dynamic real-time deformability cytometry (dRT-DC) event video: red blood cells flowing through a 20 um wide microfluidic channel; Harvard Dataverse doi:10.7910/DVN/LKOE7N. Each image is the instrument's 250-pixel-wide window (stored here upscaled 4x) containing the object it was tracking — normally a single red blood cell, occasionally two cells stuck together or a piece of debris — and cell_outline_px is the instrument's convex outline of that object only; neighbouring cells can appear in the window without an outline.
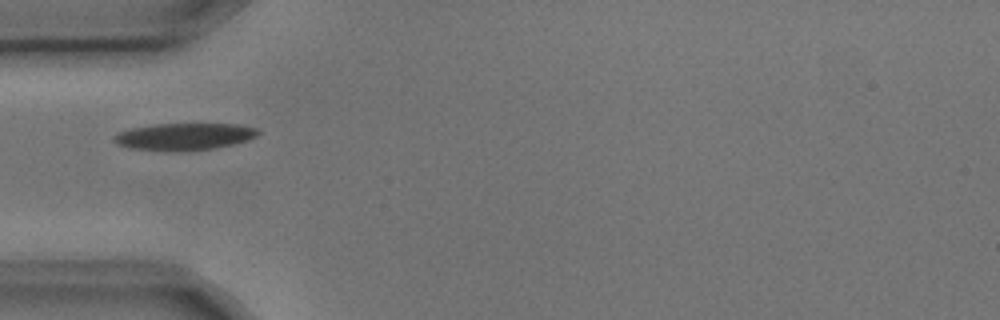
{"species": "common noctule bat (a hibernating species)", "species_latin": "Nyctalus noctula", "temperature_condition": "cold", "stored_images_in_passage": 5, "camera_frame_rate_fps": 3000, "um_per_image_px": 0.085, "animal": {"sex": "male", "body_mass_g": 17.9, "forearm_length_mm": 54.2}, "frame": {"image": 1, "passage_image": 1, "time_ms": 0.0, "image_size_px": [1000, 320], "cell_outline_px": [[260, 132], [256, 136], [248, 140], [232, 144], [212, 148], [176, 152], [168, 152], [132, 148], [116, 144], [112, 140], [112, 136], [116, 132], [132, 128], [152, 124], [236, 124], [256, 128]], "centroid_in_image_um": [15.59, 11.61], "position_along_channel_um": 69.4, "area_um2": 22.83}}
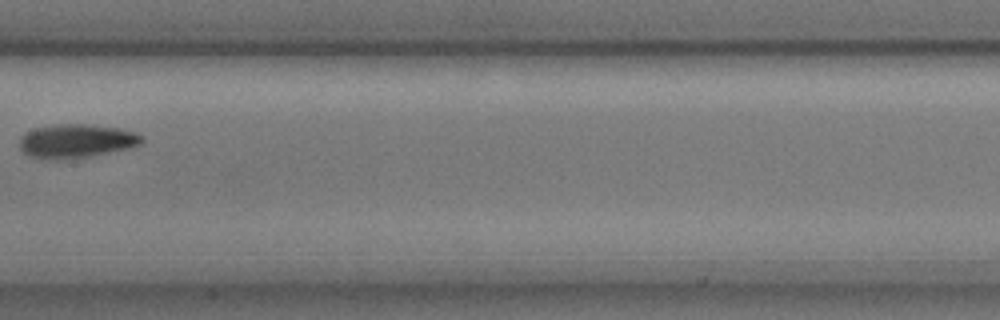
{"frame": {"image": 2, "passage_image": 4, "time_ms": 1.0, "image_size_px": [1000, 320], "cell_outline_px": [[144, 140], [140, 144], [132, 148], [88, 156], [56, 160], [44, 160], [28, 156], [20, 148], [20, 136], [24, 132], [36, 128], [60, 124], [88, 124], [120, 128], [136, 132], [144, 136]], "centroid_in_image_um": [6.49, 11.99], "position_along_channel_um": 200.9, "area_um2": 24.33}}
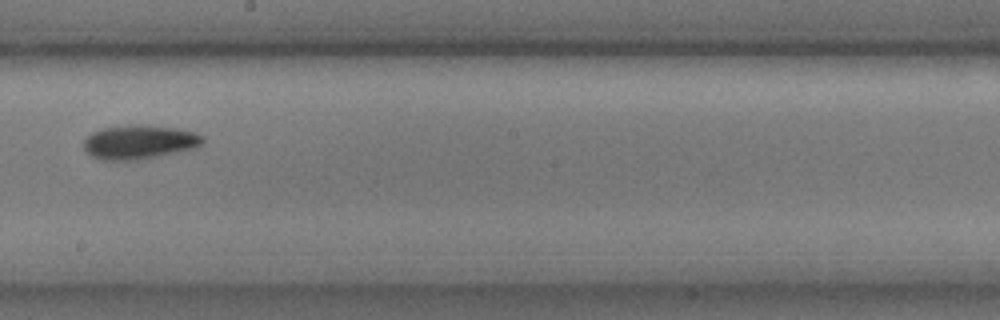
{"frame": {"image": 3, "passage_image": 5, "time_ms": 1.333, "image_size_px": [1000, 320], "cell_outline_px": [[204, 140], [196, 148], [136, 160], [100, 160], [92, 156], [84, 148], [84, 140], [92, 132], [100, 128], [136, 124], [140, 124], [180, 128], [204, 136]], "centroid_in_image_um": [11.83, 12.06], "position_along_channel_um": 236.4, "area_um2": 23.58}}